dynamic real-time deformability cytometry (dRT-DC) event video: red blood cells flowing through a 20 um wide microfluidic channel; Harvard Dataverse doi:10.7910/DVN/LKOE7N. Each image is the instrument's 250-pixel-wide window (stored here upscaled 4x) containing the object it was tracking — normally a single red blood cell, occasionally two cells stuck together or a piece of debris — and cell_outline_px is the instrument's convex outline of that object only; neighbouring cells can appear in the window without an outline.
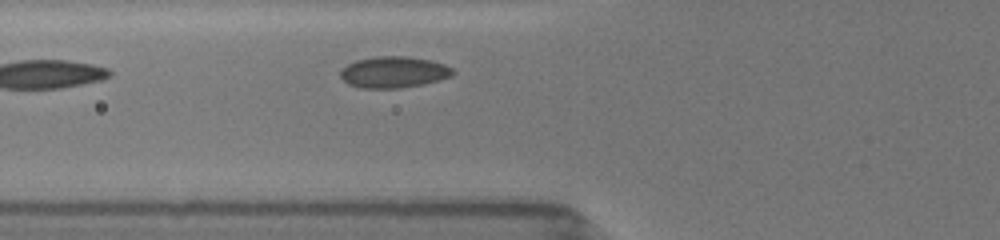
{"species": "common noctule bat (a hibernating species)", "species_latin": "Nyctalus noctula", "temperature_condition": "room temperature", "stored_images_in_passage": 4, "camera_frame_rate_fps": 3000, "um_per_image_px": 0.085, "animal": {"sex": "female", "body_mass_g": 19.5, "forearm_length_mm": 54.1}, "frame": {"image": 1, "passage_image": 4, "time_ms": 1.667, "image_size_px": [1000, 240], "cell_outline_px": [[456, 72], [452, 76], [440, 80], [424, 84], [404, 88], [360, 88], [348, 84], [340, 76], [340, 72], [348, 64], [356, 60], [376, 56], [408, 56], [432, 60], [444, 64], [452, 68]], "centroid_in_image_um": [33.51, 6.13], "position_along_channel_um": 92.3, "area_um2": 20.75}}